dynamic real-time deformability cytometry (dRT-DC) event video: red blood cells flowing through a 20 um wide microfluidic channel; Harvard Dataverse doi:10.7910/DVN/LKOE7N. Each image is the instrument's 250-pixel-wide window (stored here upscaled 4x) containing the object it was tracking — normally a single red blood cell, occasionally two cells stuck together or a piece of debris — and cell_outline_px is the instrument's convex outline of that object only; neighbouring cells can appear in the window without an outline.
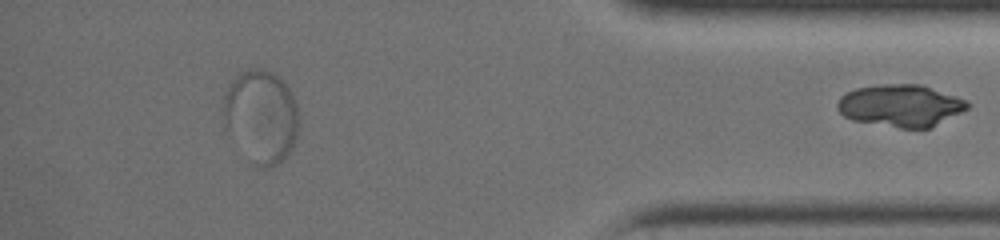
{"species": "common noctule bat (a hibernating species)", "species_latin": "Nyctalus noctula", "temperature_condition": "warm", "stored_images_in_passage": 30, "segment_of_instrument_passage": [2, 2], "camera_frame_rate_fps": 3000, "um_per_image_px": 0.085, "animal": {"sex": "female", "body_mass_g": 19.0, "forearm_length_mm": 51.5}, "frame": {"image": 1, "passage_image": 30, "time_ms": 9.667, "image_size_px": [1000, 240], "cell_outline_px": [[972, 104], [968, 108], [932, 128], [900, 128], [852, 120], [844, 116], [836, 108], [836, 104], [840, 96], [856, 88], [884, 84], [920, 84], [968, 100]], "centroid_in_image_um": [76.57, 8.98], "position_along_channel_um": 358.6, "area_um2": 32.02}}